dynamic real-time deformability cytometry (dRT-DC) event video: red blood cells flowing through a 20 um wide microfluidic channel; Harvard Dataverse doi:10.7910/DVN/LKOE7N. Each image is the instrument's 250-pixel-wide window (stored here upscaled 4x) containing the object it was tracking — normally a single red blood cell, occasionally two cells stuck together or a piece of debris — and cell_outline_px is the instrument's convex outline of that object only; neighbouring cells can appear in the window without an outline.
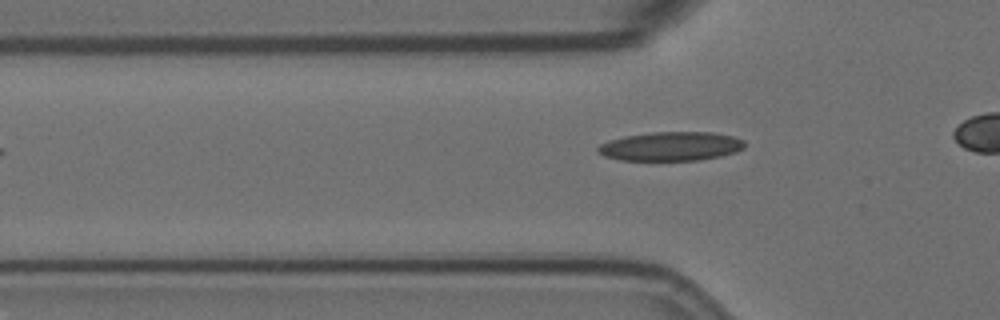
{"species": "Egyptian fruit bat (a non-hibernating species)", "species_latin": "Rousettus aegyptiacus", "temperature_condition": "room temperature", "stored_images_in_passage": 32, "camera_frame_rate_fps": 3000, "um_per_image_px": 0.085, "animal": {"sex": "female"}, "frame": {"image": 1, "passage_image": 5, "time_ms": 1.333, "image_size_px": [1000, 320], "cell_outline_px": [[744, 148], [736, 152], [720, 156], [700, 160], [620, 160], [604, 156], [596, 148], [600, 144], [608, 140], [624, 136], [652, 132], [708, 132], [732, 136], [744, 140]], "centroid_in_image_um": [57.01, 12.43], "position_along_channel_um": 68.8, "area_um2": 24.74}}
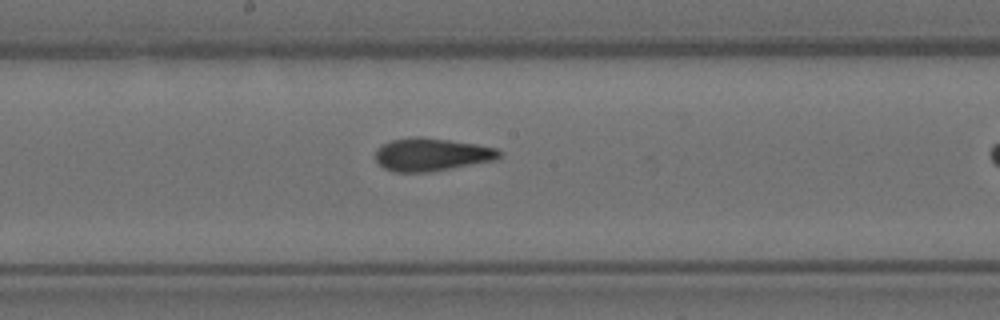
{"frame": {"image": 2, "passage_image": 17, "time_ms": 5.333, "image_size_px": [1000, 320], "cell_outline_px": [[500, 156], [496, 160], [428, 172], [396, 172], [384, 168], [376, 160], [376, 152], [384, 144], [392, 140], [416, 136], [420, 136], [476, 144], [496, 148], [500, 152]], "centroid_in_image_um": [36.69, 13.13], "position_along_channel_um": 211.5, "area_um2": 23.41}}
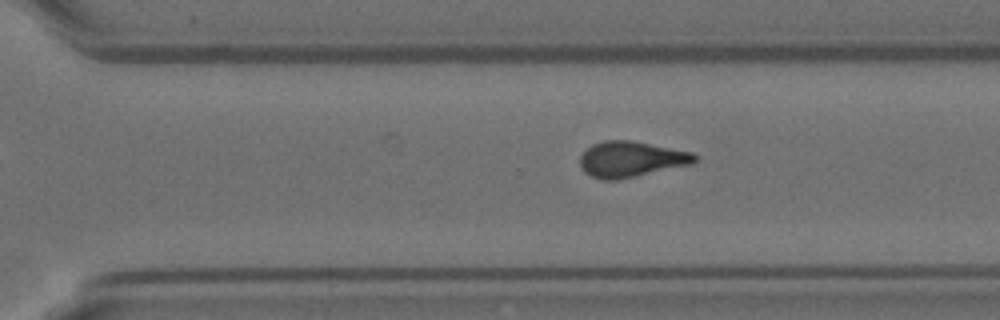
{"frame": {"image": 3, "passage_image": 26, "time_ms": 8.333, "image_size_px": [1000, 320], "cell_outline_px": [[696, 160], [692, 164], [620, 180], [604, 180], [592, 176], [584, 172], [580, 164], [580, 156], [592, 144], [604, 140], [632, 140], [692, 152], [696, 156]], "centroid_in_image_um": [53.64, 13.54], "position_along_channel_um": 317.0, "area_um2": 23.93}}